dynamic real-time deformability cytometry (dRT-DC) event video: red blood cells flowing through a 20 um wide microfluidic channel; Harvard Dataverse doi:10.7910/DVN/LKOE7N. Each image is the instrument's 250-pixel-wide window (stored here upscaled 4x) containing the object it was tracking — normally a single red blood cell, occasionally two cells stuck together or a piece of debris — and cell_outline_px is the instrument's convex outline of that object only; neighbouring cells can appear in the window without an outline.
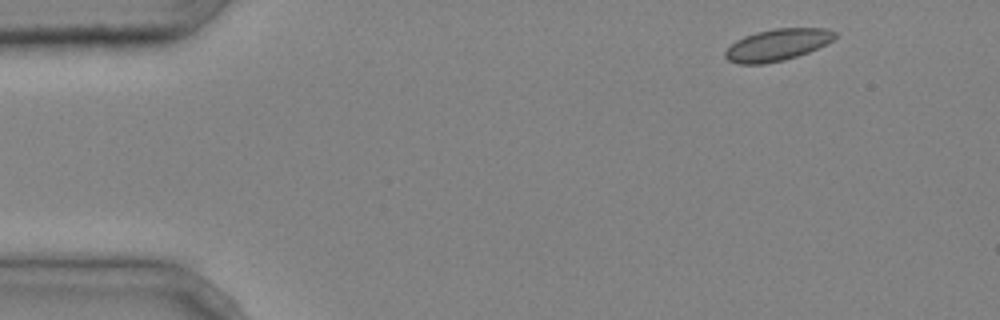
{"species": "common noctule bat (a hibernating species)", "species_latin": "Nyctalus noctula", "temperature_condition": "cold", "stored_images_in_passage": 3, "camera_frame_rate_fps": 3000, "um_per_image_px": 0.085, "animal": {"sex": "male", "body_mass_g": 20.4}, "frame": {"image": 1, "passage_image": 1, "time_ms": 0.0, "image_size_px": [1000, 320], "cell_outline_px": [[836, 36], [828, 44], [808, 52], [784, 60], [764, 64], [740, 64], [728, 60], [724, 56], [724, 52], [736, 40], [744, 36], [756, 32], [772, 28], [828, 28], [836, 32]], "centroid_in_image_um": [66.08, 3.8], "position_along_channel_um": 18.9, "area_um2": 20.4}}